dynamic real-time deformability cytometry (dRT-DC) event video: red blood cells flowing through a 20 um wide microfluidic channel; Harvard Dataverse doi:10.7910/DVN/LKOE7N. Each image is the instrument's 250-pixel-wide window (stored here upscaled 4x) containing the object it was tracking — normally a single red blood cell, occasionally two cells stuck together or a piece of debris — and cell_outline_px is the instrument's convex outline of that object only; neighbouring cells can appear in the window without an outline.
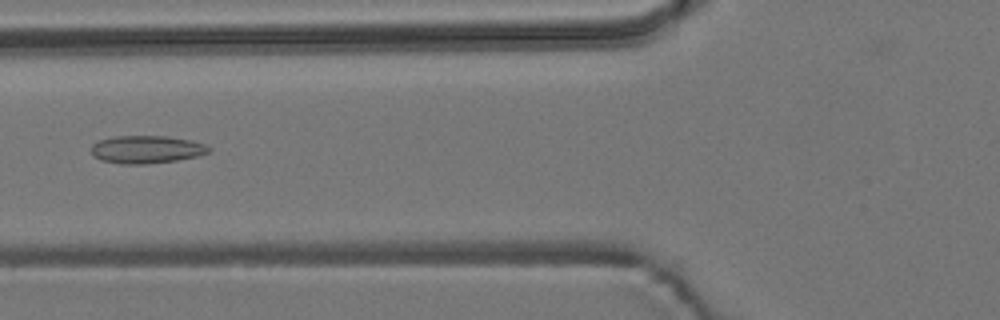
{"species": "common noctule bat (a hibernating species)", "species_latin": "Nyctalus noctula", "temperature_condition": "room temperature", "stored_images_in_passage": 9, "camera_frame_rate_fps": 3000, "um_per_image_px": 0.085, "animal": {"sex": "male", "body_mass_g": 19.2, "forearm_length_mm": 51.8}, "frame": {"image": 1, "passage_image": 6, "time_ms": 5.667, "image_size_px": [1000, 320], "cell_outline_px": [[212, 148], [208, 152], [200, 156], [176, 160], [148, 164], [120, 164], [100, 160], [92, 156], [92, 144], [100, 140], [112, 136], [168, 136], [192, 140], [208, 144]], "centroid_in_image_um": [12.48, 12.7], "position_along_channel_um": 113.3, "area_um2": 19.36}}
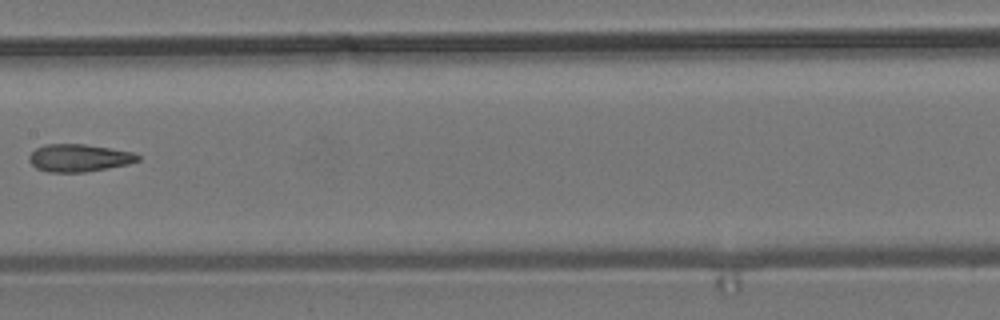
{"frame": {"image": 2, "passage_image": 8, "time_ms": 8.0, "image_size_px": [1000, 320], "cell_outline_px": [[140, 160], [128, 164], [84, 172], [48, 172], [36, 168], [28, 160], [28, 156], [36, 148], [44, 144], [84, 144], [132, 152], [140, 156]], "centroid_in_image_um": [6.68, 13.42], "position_along_channel_um": 200.7, "area_um2": 17.34}}
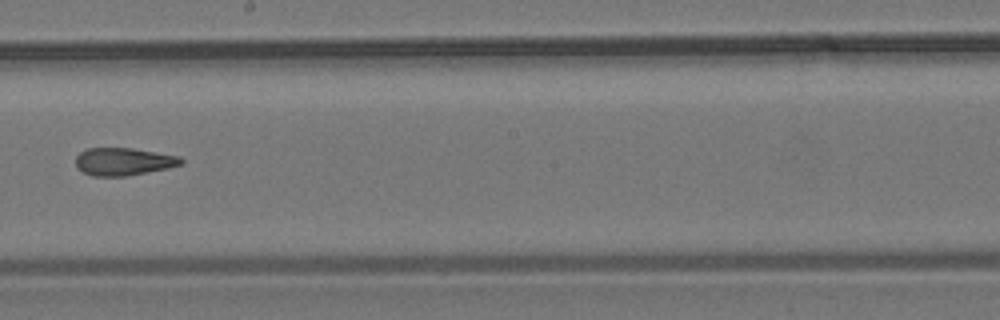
{"frame": {"image": 3, "passage_image": 9, "time_ms": 9.0, "image_size_px": [1000, 320], "cell_outline_px": [[184, 164], [168, 168], [128, 176], [92, 176], [76, 168], [76, 156], [80, 152], [88, 148], [132, 148], [180, 156], [184, 160]], "centroid_in_image_um": [10.52, 13.74], "position_along_channel_um": 237.7, "area_um2": 17.11}}